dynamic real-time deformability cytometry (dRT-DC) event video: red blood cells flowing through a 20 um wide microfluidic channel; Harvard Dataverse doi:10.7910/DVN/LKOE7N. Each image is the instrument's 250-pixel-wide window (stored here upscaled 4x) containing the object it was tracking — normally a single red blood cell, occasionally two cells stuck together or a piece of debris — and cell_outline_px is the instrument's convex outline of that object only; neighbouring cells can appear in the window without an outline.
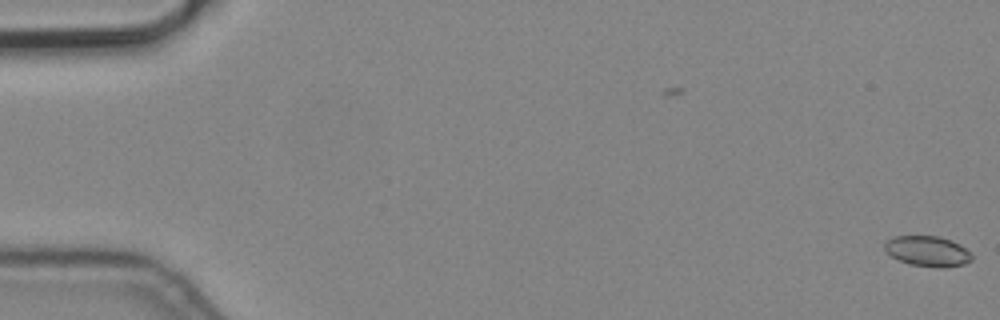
{"species": "common noctule bat (a hibernating species)", "species_latin": "Nyctalus noctula", "temperature_condition": "cold", "stored_images_in_passage": 2, "camera_frame_rate_fps": 3000, "um_per_image_px": 0.085, "animal": {"sex": "male", "body_mass_g": 19.2, "forearm_length_mm": 51.8}, "frame": {"image": 1, "passage_image": 2, "time_ms": 0.333, "image_size_px": [1000, 320], "cell_outline_px": [[972, 260], [964, 264], [940, 268], [908, 264], [892, 256], [884, 248], [884, 244], [892, 236], [940, 236], [952, 240], [972, 252]], "centroid_in_image_um": [78.87, 21.34], "position_along_channel_um": 6.1, "area_um2": 15.49}}